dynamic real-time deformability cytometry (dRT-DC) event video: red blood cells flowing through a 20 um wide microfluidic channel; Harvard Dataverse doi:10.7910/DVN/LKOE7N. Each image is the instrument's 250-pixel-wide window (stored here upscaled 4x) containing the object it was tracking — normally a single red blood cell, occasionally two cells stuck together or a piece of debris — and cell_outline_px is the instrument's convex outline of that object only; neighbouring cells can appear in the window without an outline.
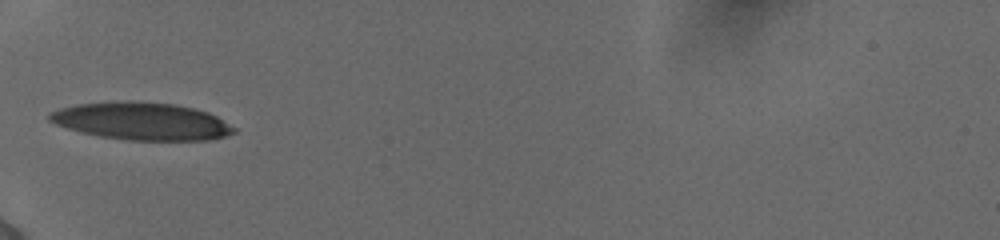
{"species": "human", "species_latin": "Homo sapiens", "temperature_condition": "cold", "stored_images_in_passage": 33, "camera_frame_rate_fps": 3000, "um_per_image_px": 0.085, "donor": {"sex": "female"}, "frame": {"image": 1, "passage_image": 1, "time_ms": 0.0, "image_size_px": [1000, 240], "cell_outline_px": [[236, 132], [224, 136], [208, 140], [128, 140], [100, 136], [80, 132], [56, 124], [48, 120], [48, 116], [52, 112], [60, 108], [76, 104], [116, 100], [176, 104], [208, 112], [216, 116], [236, 128]], "centroid_in_image_um": [12.03, 10.29], "position_along_channel_um": 73.0, "area_um2": 40.23}}
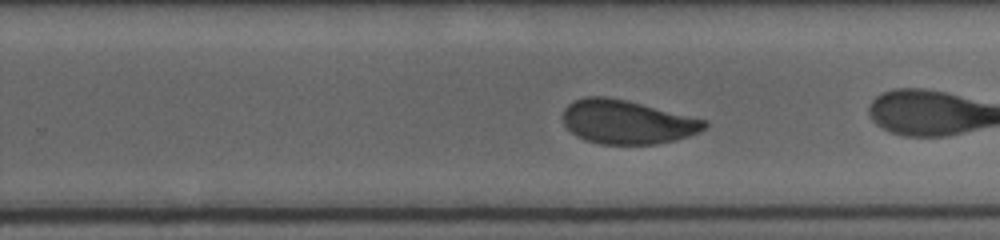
{"frame": {"image": 2, "passage_image": 15, "time_ms": 4.667, "image_size_px": [1000, 240], "cell_outline_px": [[708, 124], [700, 132], [676, 140], [656, 144], [600, 144], [584, 140], [576, 136], [564, 124], [564, 108], [568, 104], [584, 96], [604, 96], [624, 100], [708, 120]], "centroid_in_image_um": [53.3, 10.38], "position_along_channel_um": 276.5, "area_um2": 36.01}}
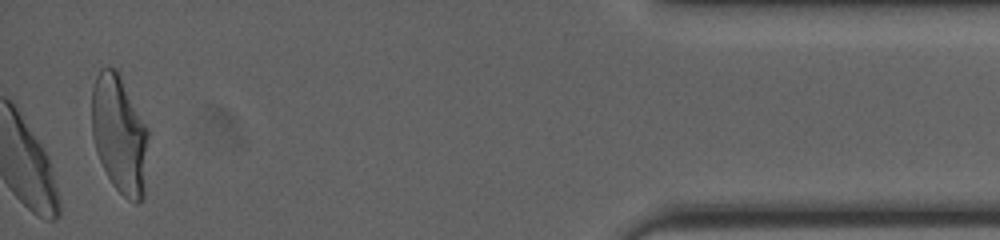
{"frame": {"image": 3, "passage_image": 33, "time_ms": 10.667, "image_size_px": [1000, 240], "cell_outline_px": [[148, 136], [144, 196], [136, 204], [128, 200], [112, 184], [100, 160], [92, 136], [92, 88], [96, 76], [100, 68], [116, 68], [148, 128]], "centroid_in_image_um": [10.16, 11.42], "position_along_channel_um": 425.0, "area_um2": 38.73}, "authors_computed_cell_mechanics": {"area_um2": 36.7608, "velocity_mm_per_s": 3.8551, "shape_relaxation_time_tau1_ms": 6.5165, "shape_relaxation_time_tau2_ms": null, "deformation_change_tau1": 0.1434, "deformation_change_tau2": null}}